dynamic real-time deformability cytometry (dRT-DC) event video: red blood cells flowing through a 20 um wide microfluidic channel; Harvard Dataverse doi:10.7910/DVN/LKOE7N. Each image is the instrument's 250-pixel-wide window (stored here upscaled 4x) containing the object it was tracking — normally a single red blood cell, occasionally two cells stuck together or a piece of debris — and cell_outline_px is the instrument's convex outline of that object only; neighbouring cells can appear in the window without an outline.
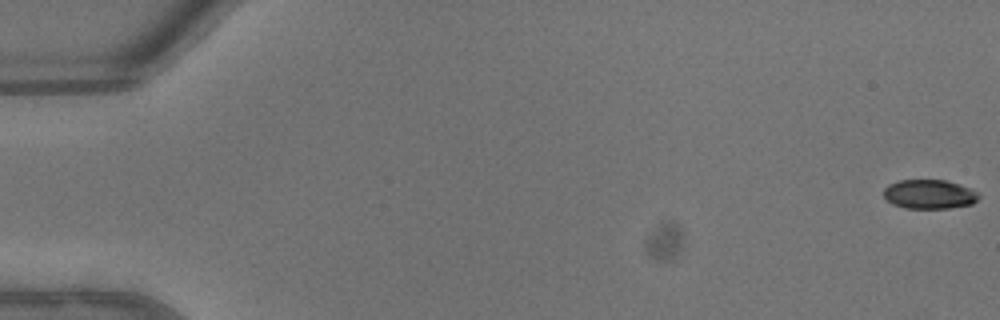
{"species": "common noctule bat (a hibernating species)", "species_latin": "Nyctalus noctula", "temperature_condition": "warm", "stored_images_in_passage": 46, "camera_frame_rate_fps": 3000, "um_per_image_px": 0.085, "animal": {"sex": "male", "body_mass_g": 13.3}, "frame": {"image": 1, "passage_image": 1, "time_ms": 0.0, "image_size_px": [1000, 320], "cell_outline_px": [[980, 196], [972, 204], [948, 208], [908, 208], [892, 204], [884, 196], [884, 188], [888, 184], [900, 180], [944, 180], [968, 188], [976, 192]], "centroid_in_image_um": [78.96, 16.51], "position_along_channel_um": 6.0, "area_um2": 15.9}}
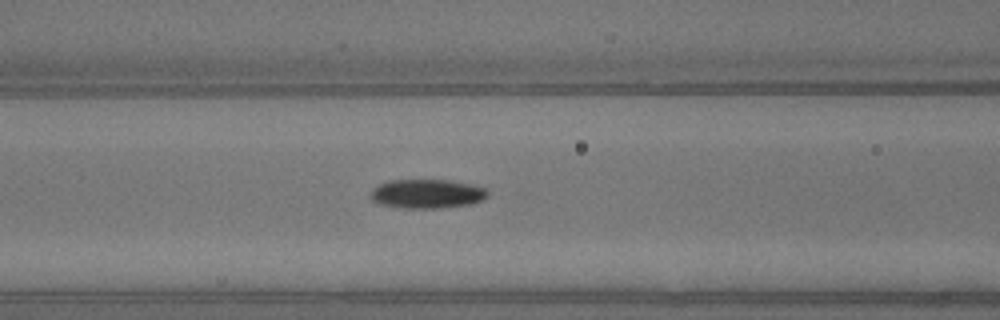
{"frame": {"image": 2, "passage_image": 20, "time_ms": 6.333, "image_size_px": [1000, 320], "cell_outline_px": [[488, 196], [484, 200], [468, 204], [440, 208], [400, 208], [380, 204], [372, 200], [372, 188], [380, 184], [392, 180], [448, 180], [468, 184], [484, 188], [488, 192]], "centroid_in_image_um": [36.29, 16.48], "position_along_channel_um": 130.3, "area_um2": 19.65}}
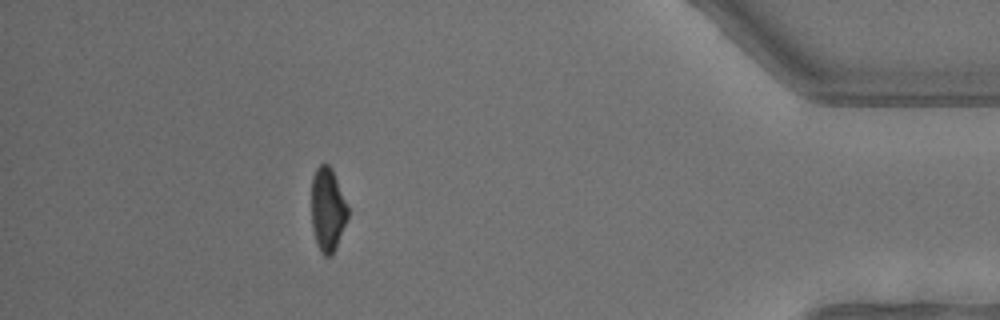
{"frame": {"image": 3, "passage_image": 41, "time_ms": 13.333, "image_size_px": [1000, 320], "cell_outline_px": [[348, 216], [336, 248], [332, 256], [324, 256], [316, 244], [312, 228], [312, 176], [316, 168], [320, 164], [328, 164], [332, 168], [348, 208]], "centroid_in_image_um": [27.84, 17.82], "position_along_channel_um": 407.4, "area_um2": 17.69}, "authors_computed_cell_mechanics": {"area_um2": 18.6983, "velocity_mm_per_s": 4.6828, "shape_relaxation_time_tau1_ms": 4.2546, "shape_relaxation_time_tau2_ms": null, "deformation_change_tau1": 0.182, "deformation_change_tau2": null}}